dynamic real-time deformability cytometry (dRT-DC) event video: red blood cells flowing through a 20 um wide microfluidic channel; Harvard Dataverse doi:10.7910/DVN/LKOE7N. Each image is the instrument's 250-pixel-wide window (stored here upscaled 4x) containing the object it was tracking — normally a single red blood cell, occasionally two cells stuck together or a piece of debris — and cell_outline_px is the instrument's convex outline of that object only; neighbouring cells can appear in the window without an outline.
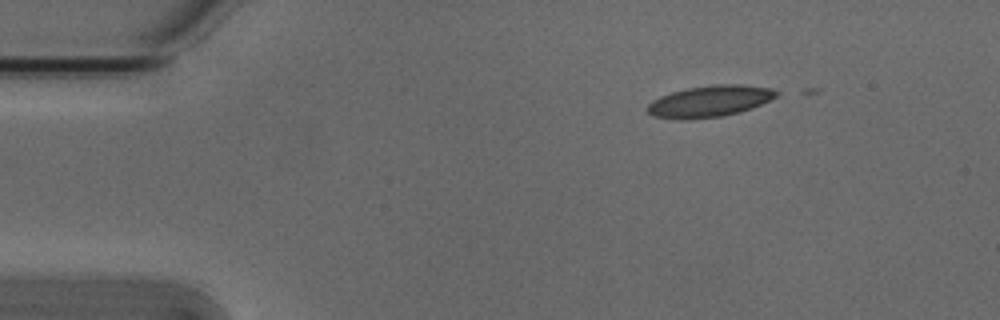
{"species": "Egyptian fruit bat (a non-hibernating species)", "species_latin": "Rousettus aegyptiacus", "temperature_condition": "cold", "stored_images_in_passage": 3, "camera_frame_rate_fps": 3000, "um_per_image_px": 0.085, "animal": {"sex": "male"}, "frame": {"image": 1, "passage_image": 1, "time_ms": 0.0, "image_size_px": [1000, 320], "cell_outline_px": [[780, 92], [776, 96], [752, 108], [740, 112], [724, 116], [688, 120], [680, 120], [652, 116], [644, 108], [652, 100], [660, 96], [672, 92], [688, 88], [712, 84], [740, 84], [772, 88]], "centroid_in_image_um": [60.28, 8.61], "position_along_channel_um": 24.7, "area_um2": 23.87}}